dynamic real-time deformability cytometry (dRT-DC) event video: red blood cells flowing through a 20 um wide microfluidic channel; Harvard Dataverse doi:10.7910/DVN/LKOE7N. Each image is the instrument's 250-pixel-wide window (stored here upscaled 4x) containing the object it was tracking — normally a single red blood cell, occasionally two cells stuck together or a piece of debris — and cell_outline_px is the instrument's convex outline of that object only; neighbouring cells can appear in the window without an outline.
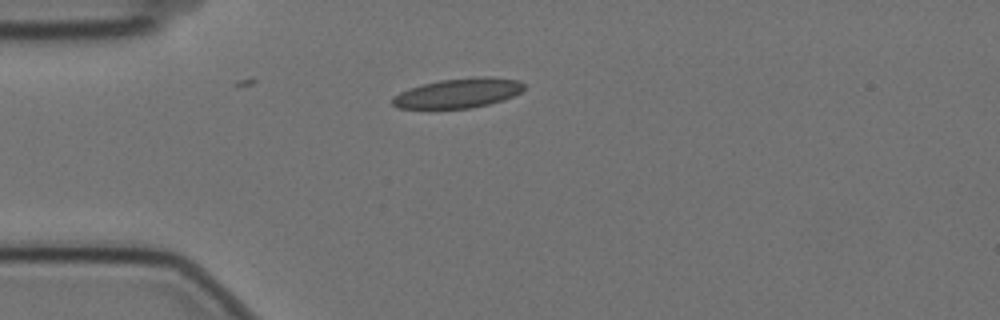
{"species": "Egyptian fruit bat (a non-hibernating species)", "species_latin": "Rousettus aegyptiacus", "temperature_condition": "cold", "stored_images_in_passage": 44, "camera_frame_rate_fps": 3000, "um_per_image_px": 0.085, "animal": {"sex": "female"}, "frame": {"image": 1, "passage_image": 1, "time_ms": 0.0, "image_size_px": [1000, 320], "cell_outline_px": [[524, 88], [520, 92], [504, 100], [472, 108], [396, 108], [392, 104], [392, 100], [400, 92], [424, 84], [440, 80], [484, 76], [492, 76], [520, 80], [524, 84]], "centroid_in_image_um": [39.01, 7.91], "position_along_channel_um": 46.0, "area_um2": 22.48}}
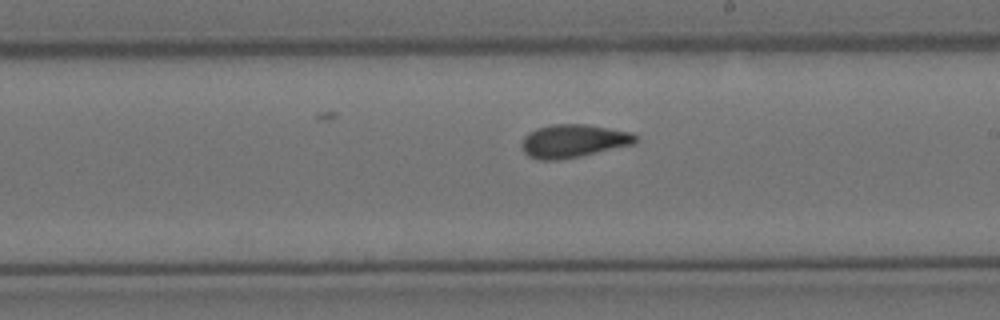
{"frame": {"image": 2, "passage_image": 19, "time_ms": 6.0, "image_size_px": [1000, 320], "cell_outline_px": [[636, 144], [580, 156], [560, 160], [540, 160], [528, 156], [524, 152], [520, 144], [524, 136], [528, 132], [536, 128], [552, 124], [584, 124], [628, 132], [636, 136]], "centroid_in_image_um": [48.68, 11.99], "position_along_channel_um": 240.3, "area_um2": 21.96}}
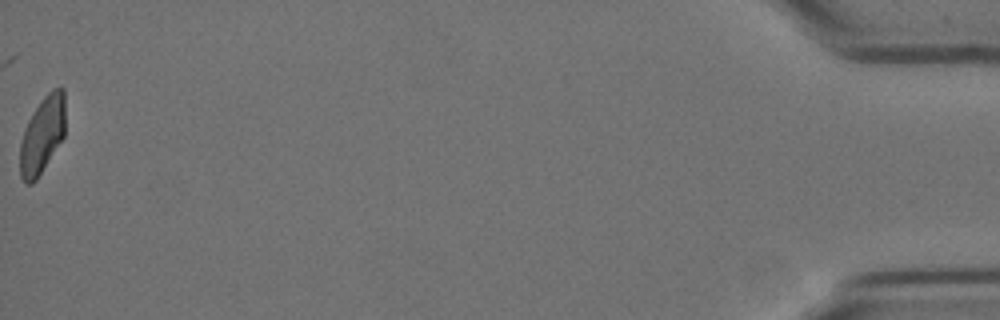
{"frame": {"image": 3, "passage_image": 44, "time_ms": 14.333, "image_size_px": [1000, 320], "cell_outline_px": [[64, 136], [36, 180], [32, 184], [24, 184], [20, 176], [20, 144], [24, 128], [32, 112], [44, 96], [52, 88], [64, 88]], "centroid_in_image_um": [3.57, 11.48], "position_along_channel_um": 431.6, "area_um2": 20.23}, "authors_computed_cell_mechanics": {"area_um2": 21.386, "velocity_mm_per_s": 3.4987, "shape_relaxation_time_tau1_ms": 10.4028, "shape_relaxation_time_tau2_ms": 1.9994, "deformation_change_tau1": 0.1905, "deformation_change_tau2": 0.0734}}